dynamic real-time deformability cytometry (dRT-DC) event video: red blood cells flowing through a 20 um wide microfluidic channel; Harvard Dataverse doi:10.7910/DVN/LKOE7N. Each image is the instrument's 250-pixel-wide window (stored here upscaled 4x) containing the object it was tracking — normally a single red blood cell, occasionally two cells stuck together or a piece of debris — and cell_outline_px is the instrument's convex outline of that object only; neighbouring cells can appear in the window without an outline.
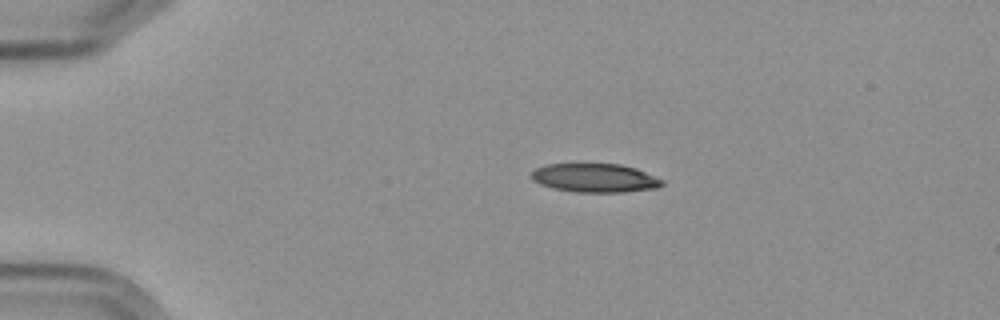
{"species": "Egyptian fruit bat (a non-hibernating species)", "species_latin": "Rousettus aegyptiacus", "temperature_condition": "cold", "stored_images_in_passage": 5, "camera_frame_rate_fps": 3000, "um_per_image_px": 0.085, "frame": {"image": 1, "passage_image": 3, "time_ms": 2.333, "image_size_px": [1000, 320], "cell_outline_px": [[664, 184], [656, 188], [624, 192], [576, 192], [552, 188], [540, 184], [532, 180], [528, 176], [536, 168], [544, 164], [620, 164], [636, 168], [664, 180]], "centroid_in_image_um": [50.54, 15.12], "position_along_channel_um": 34.5, "area_um2": 22.02}}
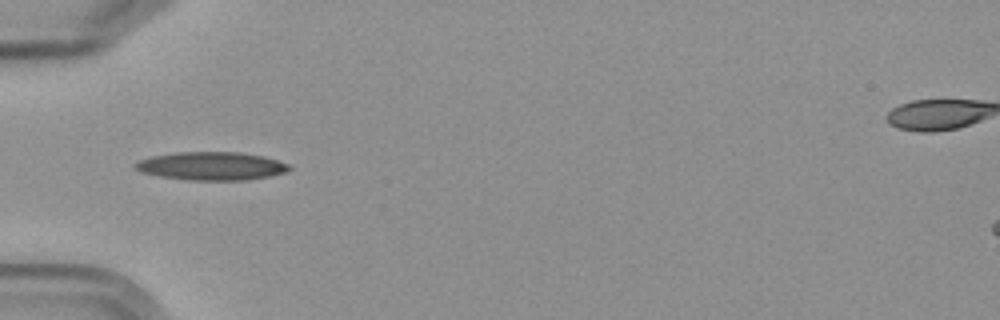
{"frame": {"image": 2, "passage_image": 5, "time_ms": 4.667, "image_size_px": [1000, 320], "cell_outline_px": [[292, 168], [288, 172], [272, 176], [248, 180], [188, 180], [160, 176], [140, 172], [132, 168], [132, 164], [136, 160], [152, 156], [176, 152], [240, 152], [264, 156], [288, 164]], "centroid_in_image_um": [17.95, 14.11], "position_along_channel_um": 67.1, "area_um2": 25.72}}